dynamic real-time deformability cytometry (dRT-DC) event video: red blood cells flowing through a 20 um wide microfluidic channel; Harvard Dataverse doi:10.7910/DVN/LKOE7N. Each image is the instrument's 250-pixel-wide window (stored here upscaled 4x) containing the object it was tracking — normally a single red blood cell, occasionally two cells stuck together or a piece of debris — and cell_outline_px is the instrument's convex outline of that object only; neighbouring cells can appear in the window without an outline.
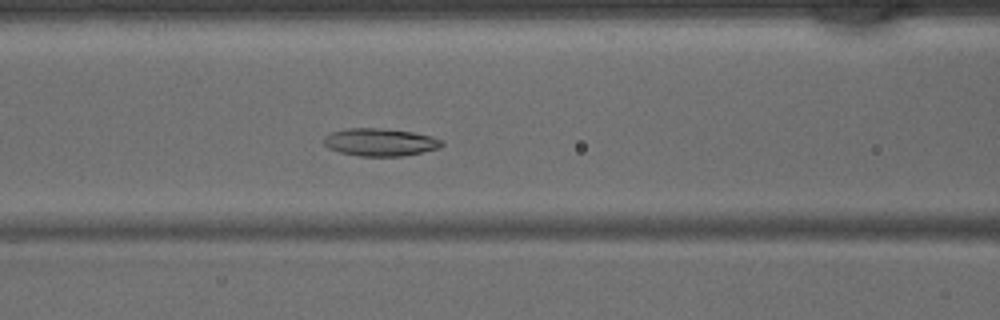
{"species": "common noctule bat (a hibernating species)", "species_latin": "Nyctalus noctula", "temperature_condition": "warm", "stored_images_in_passage": 33, "camera_frame_rate_fps": 3000, "um_per_image_px": 0.085, "animal": {"sex": "male", "body_mass_g": 15.6}, "frame": {"image": 1, "passage_image": 17, "time_ms": 5.333, "image_size_px": [1000, 320], "cell_outline_px": [[444, 144], [436, 148], [420, 152], [400, 156], [360, 156], [340, 152], [328, 148], [324, 144], [324, 136], [332, 132], [344, 128], [372, 128], [412, 132], [432, 136], [444, 140]], "centroid_in_image_um": [32.28, 12.08], "position_along_channel_um": 134.3, "area_um2": 18.79}}
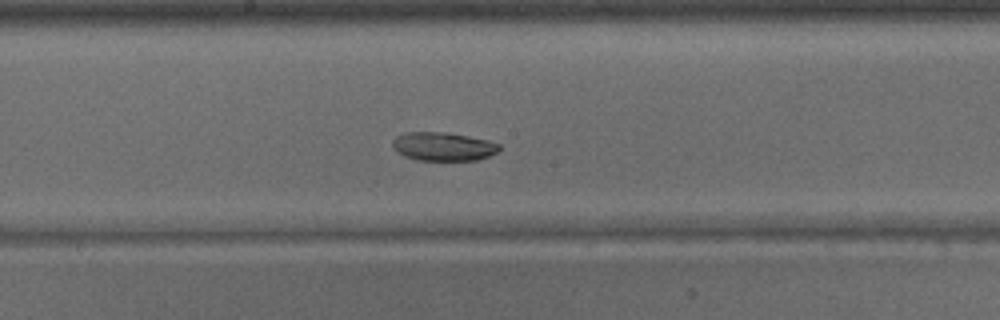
{"frame": {"image": 2, "passage_image": 22, "time_ms": 7.0, "image_size_px": [1000, 320], "cell_outline_px": [[500, 148], [496, 152], [488, 156], [476, 160], [416, 160], [404, 156], [396, 152], [392, 148], [392, 140], [396, 136], [404, 132], [444, 132], [468, 136], [488, 140], [500, 144]], "centroid_in_image_um": [37.62, 12.45], "position_along_channel_um": 210.6, "area_um2": 17.86}}
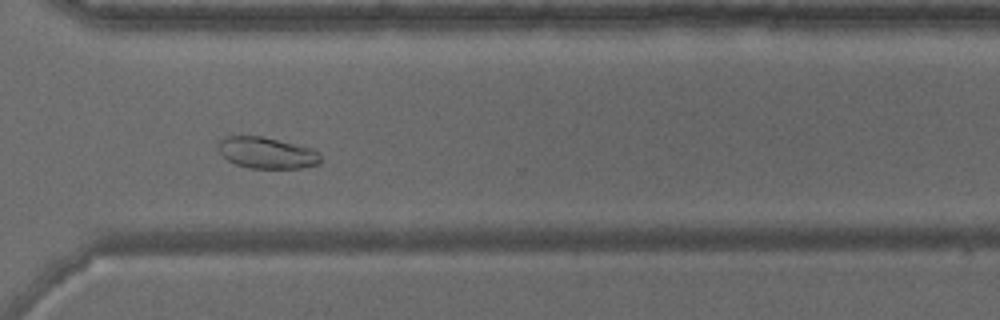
{"frame": {"image": 3, "passage_image": 31, "time_ms": 10.0, "image_size_px": [1000, 320], "cell_outline_px": [[320, 164], [300, 168], [248, 168], [236, 164], [228, 160], [220, 152], [216, 144], [224, 136], [260, 136], [312, 148], [320, 152]], "centroid_in_image_um": [22.67, 12.99], "position_along_channel_um": 347.9, "area_um2": 18.67}}